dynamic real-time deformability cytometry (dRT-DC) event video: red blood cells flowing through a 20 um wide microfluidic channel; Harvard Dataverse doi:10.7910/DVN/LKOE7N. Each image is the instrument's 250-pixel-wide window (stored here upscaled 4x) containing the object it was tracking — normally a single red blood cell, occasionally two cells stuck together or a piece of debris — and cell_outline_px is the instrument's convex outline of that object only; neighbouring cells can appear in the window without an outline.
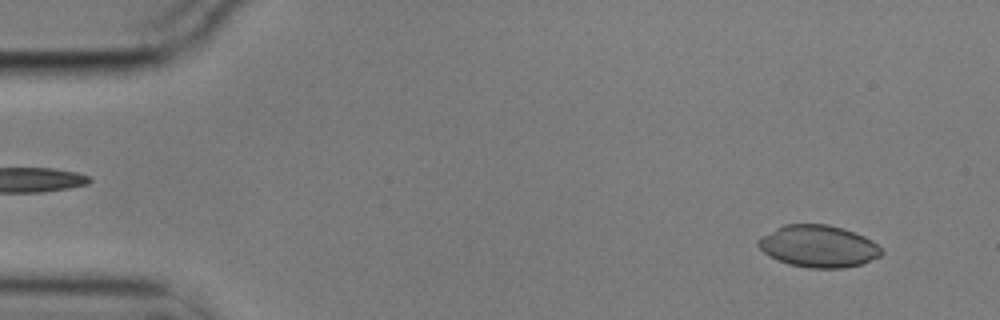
{"species": "common noctule bat (a hibernating species)", "species_latin": "Nyctalus noctula", "temperature_condition": "cold", "stored_images_in_passage": 5, "camera_frame_rate_fps": 3000, "um_per_image_px": 0.085, "animal": {"sex": "male", "body_mass_g": 17.9}, "frame": {"image": 1, "passage_image": 1, "time_ms": 0.0, "image_size_px": [1000, 320], "cell_outline_px": [[884, 252], [880, 256], [864, 264], [844, 268], [808, 268], [788, 264], [768, 256], [756, 244], [756, 240], [776, 228], [784, 224], [828, 224], [844, 228], [864, 236], [872, 240]], "centroid_in_image_um": [69.57, 20.94], "position_along_channel_um": 15.4, "area_um2": 30.4}}